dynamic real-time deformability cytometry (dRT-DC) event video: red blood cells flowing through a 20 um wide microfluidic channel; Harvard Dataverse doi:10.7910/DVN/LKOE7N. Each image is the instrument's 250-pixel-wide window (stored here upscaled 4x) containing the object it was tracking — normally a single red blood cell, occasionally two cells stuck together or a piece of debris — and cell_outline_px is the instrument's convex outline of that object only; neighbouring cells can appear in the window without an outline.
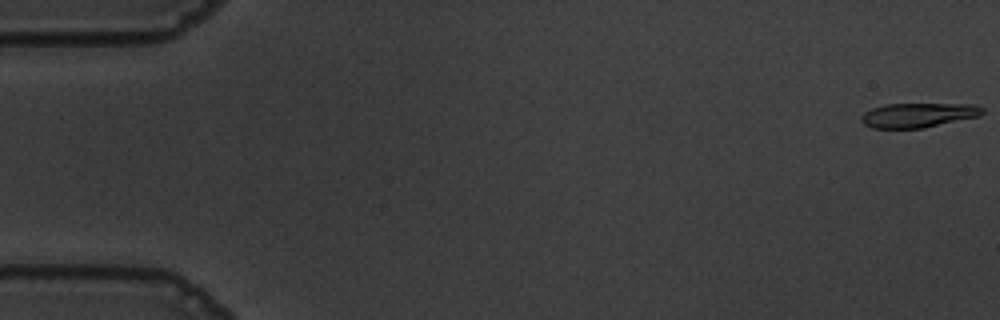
{"species": "common noctule bat (a hibernating species)", "species_latin": "Nyctalus noctula", "temperature_condition": "warm", "stored_images_in_passage": 56, "camera_frame_rate_fps": 3000, "um_per_image_px": 0.085, "animal": {"sex": "male", "body_mass_g": 19.5, "forearm_length_mm": 54.6}, "frame": {"image": 1, "passage_image": 1, "time_ms": 0.0, "image_size_px": [1000, 320], "cell_outline_px": [[984, 112], [980, 116], [924, 128], [872, 128], [864, 124], [860, 120], [860, 116], [864, 112], [872, 108], [884, 104], [976, 104], [984, 108]], "centroid_in_image_um": [78.05, 9.78], "position_along_channel_um": 6.9, "area_um2": 17.46}}
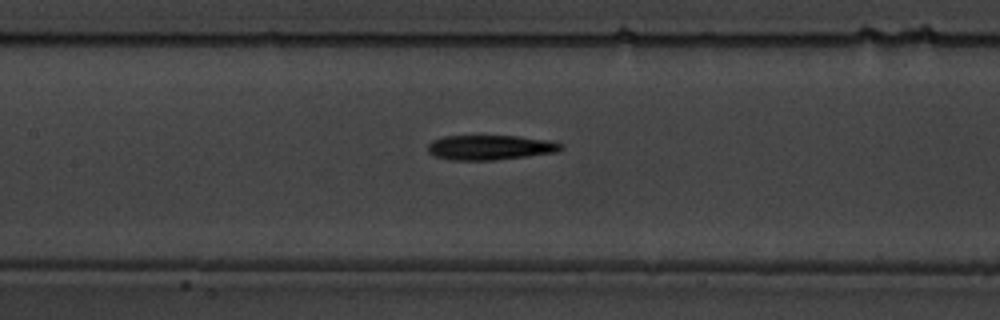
{"frame": {"image": 2, "passage_image": 26, "time_ms": 8.333, "image_size_px": [1000, 320], "cell_outline_px": [[564, 148], [556, 152], [492, 160], [452, 160], [436, 156], [428, 152], [428, 144], [432, 140], [444, 136], [516, 136], [548, 140], [564, 144]], "centroid_in_image_um": [41.66, 12.53], "position_along_channel_um": 165.7, "area_um2": 19.07}}
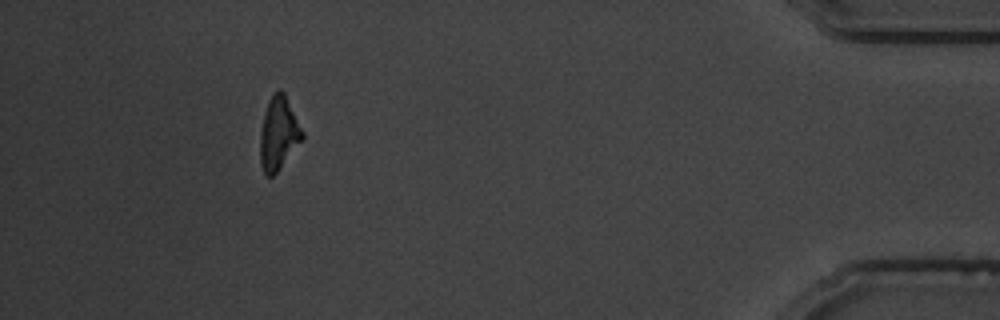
{"frame": {"image": 3, "passage_image": 51, "time_ms": 16.667, "image_size_px": [1000, 320], "cell_outline_px": [[304, 140], [276, 172], [272, 176], [268, 176], [264, 172], [260, 164], [260, 132], [264, 112], [268, 100], [272, 92], [276, 88], [280, 88], [284, 92], [304, 132]], "centroid_in_image_um": [23.69, 11.3], "position_along_channel_um": 411.5, "area_um2": 18.26}, "authors_computed_cell_mechanics": {"area_um2": 18.785, "velocity_mm_per_s": 3.6566, "shape_relaxation_time_tau1_ms": 5.8014, "shape_relaxation_time_tau2_ms": 9.2116, "deformation_change_tau1": 0.1845, "deformation_change_tau2": 0.2573}}